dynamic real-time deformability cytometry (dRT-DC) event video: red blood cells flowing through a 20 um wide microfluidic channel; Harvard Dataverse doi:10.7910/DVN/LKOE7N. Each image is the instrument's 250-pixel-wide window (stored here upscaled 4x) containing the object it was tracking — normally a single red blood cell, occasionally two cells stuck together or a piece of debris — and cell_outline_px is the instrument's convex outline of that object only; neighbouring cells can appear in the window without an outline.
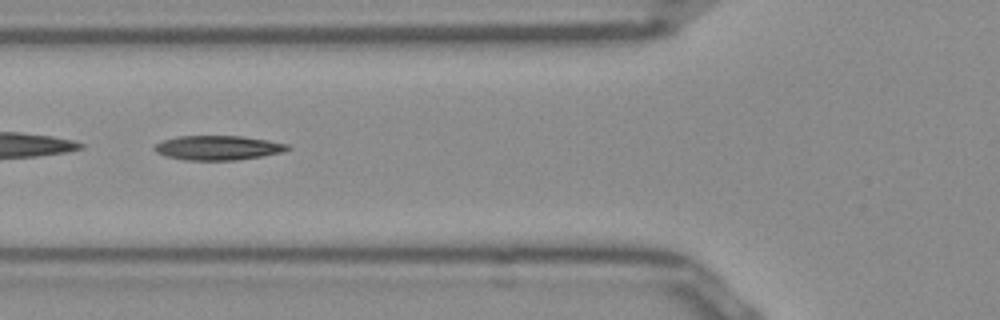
{"species": "Egyptian fruit bat (a non-hibernating species)", "species_latin": "Rousettus aegyptiacus", "temperature_condition": "room temperature", "stored_images_in_passage": 51, "camera_frame_rate_fps": 3000, "um_per_image_px": 0.085, "frame": {"image": 1, "passage_image": 19, "time_ms": 6.0, "image_size_px": [1000, 320], "cell_outline_px": [[292, 148], [284, 152], [236, 160], [184, 160], [168, 156], [156, 152], [152, 148], [156, 144], [164, 140], [176, 136], [240, 136], [268, 140], [288, 144]], "centroid_in_image_um": [18.54, 12.56], "position_along_channel_um": 107.3, "area_um2": 18.9}}
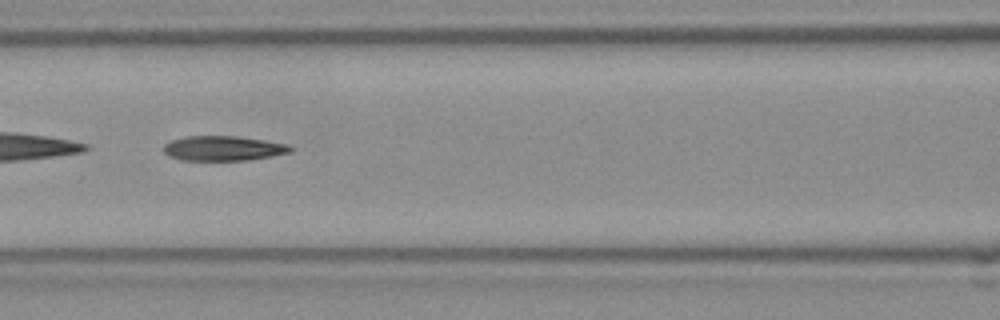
{"frame": {"image": 2, "passage_image": 22, "time_ms": 7.0, "image_size_px": [1000, 320], "cell_outline_px": [[292, 152], [272, 156], [248, 160], [180, 160], [168, 156], [164, 152], [164, 144], [172, 140], [184, 136], [236, 136], [264, 140], [288, 144], [292, 148]], "centroid_in_image_um": [18.96, 12.61], "position_along_channel_um": 147.6, "area_um2": 18.38}}
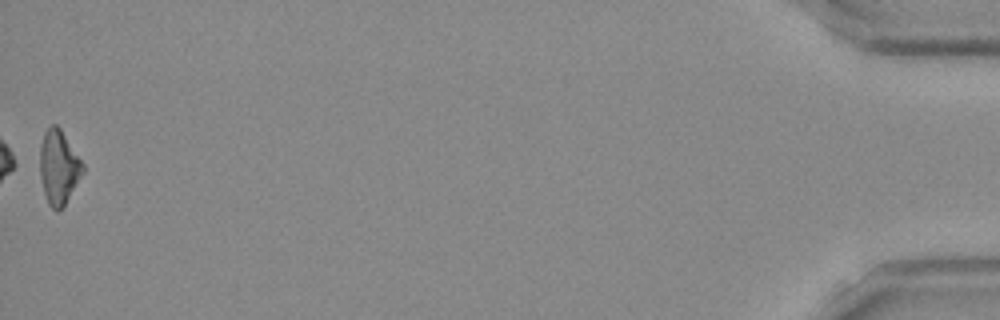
{"frame": {"image": 3, "passage_image": 51, "time_ms": 16.667, "image_size_px": [1000, 320], "cell_outline_px": [[84, 172], [64, 204], [56, 212], [48, 204], [44, 192], [40, 176], [40, 144], [44, 132], [52, 124], [56, 124], [60, 128], [84, 164]], "centroid_in_image_um": [4.98, 14.19], "position_along_channel_um": 430.2, "area_um2": 18.32}, "authors_computed_cell_mechanics": {"area_um2": 18.9584, "velocity_mm_per_s": 3.9858, "shape_relaxation_time_tau1_ms": null, "shape_relaxation_time_tau2_ms": 5.6721, "deformation_change_tau1": null, "deformation_change_tau2": 0.1689}}